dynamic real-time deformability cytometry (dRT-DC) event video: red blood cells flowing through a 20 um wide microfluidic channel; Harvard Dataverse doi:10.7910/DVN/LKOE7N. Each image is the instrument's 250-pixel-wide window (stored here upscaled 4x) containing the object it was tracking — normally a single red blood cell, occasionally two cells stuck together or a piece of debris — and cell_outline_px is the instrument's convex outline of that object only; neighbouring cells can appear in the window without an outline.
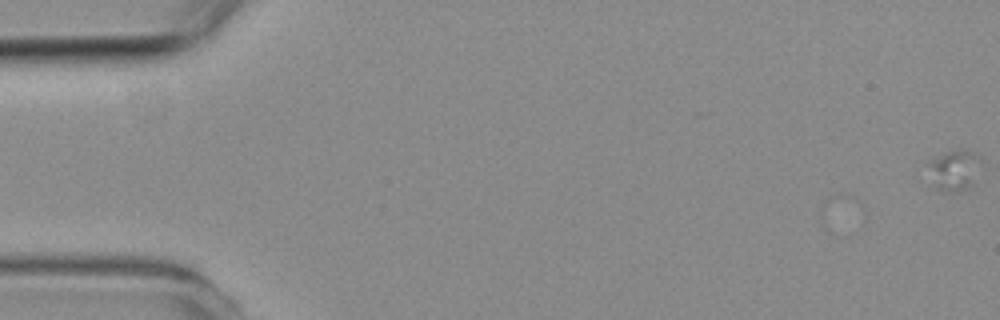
{"species": "common noctule bat (a hibernating species)", "species_latin": "Nyctalus noctula", "temperature_condition": "room temperature", "stored_images_in_passage": 5, "camera_frame_rate_fps": 3000, "um_per_image_px": 0.085, "animal": {"sex": "female", "body_mass_g": 19.3, "forearm_length_mm": 54.1}, "frame": {"image": 1, "passage_image": 1, "time_ms": 0.0, "image_size_px": [1000, 320], "cell_outline_px": [[980, 160], [968, 188], [952, 192], [936, 188], [924, 164], [944, 152], [960, 148], [976, 156]], "centroid_in_image_um": [80.99, 14.44], "position_along_channel_um": 4.0, "area_um2": 11.96}}